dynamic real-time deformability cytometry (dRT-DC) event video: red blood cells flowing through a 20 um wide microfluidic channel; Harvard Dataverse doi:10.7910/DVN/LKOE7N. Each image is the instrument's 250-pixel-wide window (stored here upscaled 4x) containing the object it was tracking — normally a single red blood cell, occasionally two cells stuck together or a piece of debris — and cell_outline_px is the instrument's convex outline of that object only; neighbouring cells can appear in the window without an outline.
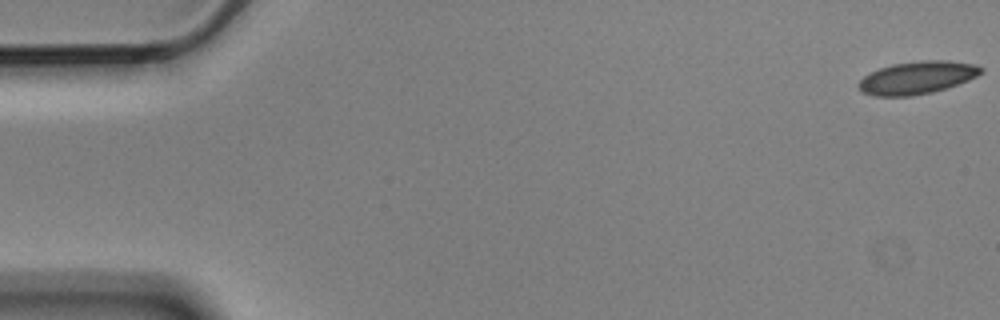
{"species": "Egyptian fruit bat (a non-hibernating species)", "species_latin": "Rousettus aegyptiacus", "temperature_condition": "cold", "stored_images_in_passage": 5, "camera_frame_rate_fps": 3000, "um_per_image_px": 0.085, "animal": {"sex": "male"}, "frame": {"image": 1, "passage_image": 1, "time_ms": 0.0, "image_size_px": [1000, 320], "cell_outline_px": [[984, 72], [968, 80], [932, 92], [912, 96], [872, 96], [864, 92], [856, 84], [864, 76], [880, 68], [892, 64], [920, 60], [948, 60], [976, 64], [984, 68]], "centroid_in_image_um": [77.97, 6.59], "position_along_channel_um": 7.0, "area_um2": 23.29}}
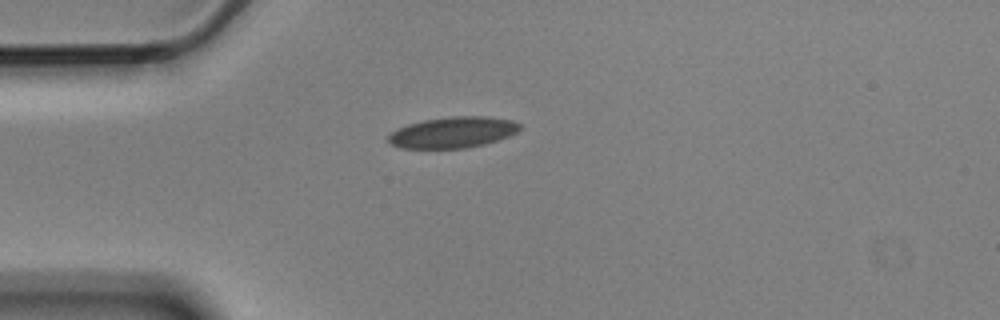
{"frame": {"image": 2, "passage_image": 5, "time_ms": 1.333, "image_size_px": [1000, 320], "cell_outline_px": [[520, 128], [516, 132], [508, 136], [484, 144], [464, 148], [400, 148], [392, 144], [388, 140], [388, 136], [392, 132], [408, 124], [424, 120], [452, 116], [488, 116], [512, 120], [520, 124]], "centroid_in_image_um": [38.5, 11.24], "position_along_channel_um": 46.5, "area_um2": 23.52}}